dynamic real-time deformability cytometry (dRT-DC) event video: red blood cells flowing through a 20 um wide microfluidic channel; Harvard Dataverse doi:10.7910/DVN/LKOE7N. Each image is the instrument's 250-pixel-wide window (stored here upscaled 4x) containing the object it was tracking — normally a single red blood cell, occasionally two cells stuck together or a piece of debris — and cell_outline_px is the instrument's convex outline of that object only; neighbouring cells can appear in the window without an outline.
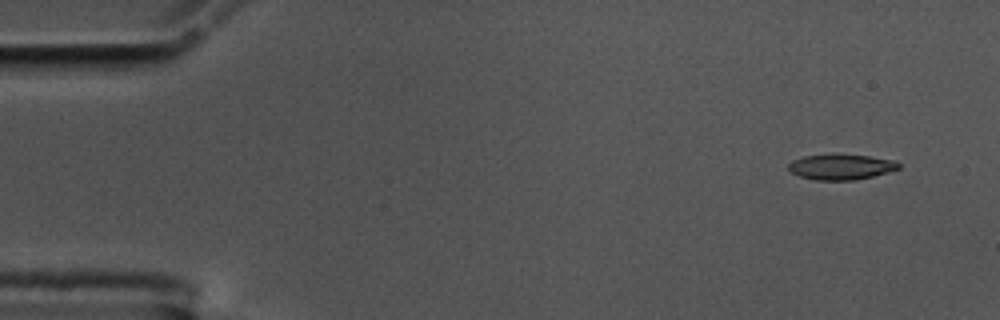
{"species": "common noctule bat (a hibernating species)", "species_latin": "Nyctalus noctula", "temperature_condition": "cold", "stored_images_in_passage": 56, "camera_frame_rate_fps": 3000, "um_per_image_px": 0.085, "animal": {"sex": "male", "body_mass_g": 17.5, "forearm_length_mm": 52.3}, "frame": {"image": 1, "passage_image": 3, "time_ms": 0.667, "image_size_px": [1000, 320], "cell_outline_px": [[900, 168], [872, 176], [856, 180], [816, 180], [800, 176], [792, 172], [788, 168], [788, 164], [792, 160], [804, 156], [868, 156], [896, 160], [900, 164]], "centroid_in_image_um": [71.5, 14.21], "position_along_channel_um": 13.5, "area_um2": 15.78}}
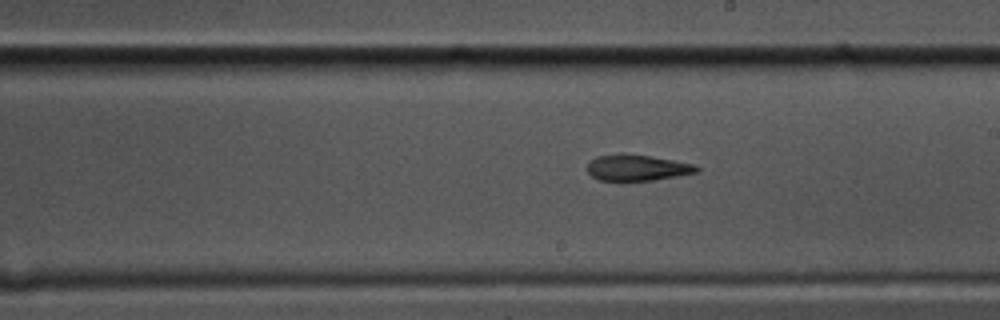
{"frame": {"image": 2, "passage_image": 31, "time_ms": 10.0, "image_size_px": [1000, 320], "cell_outline_px": [[700, 172], [652, 180], [600, 180], [592, 176], [588, 172], [588, 160], [596, 156], [648, 156], [696, 164], [700, 168]], "centroid_in_image_um": [54.21, 14.28], "position_along_channel_um": 234.8, "area_um2": 15.95}}
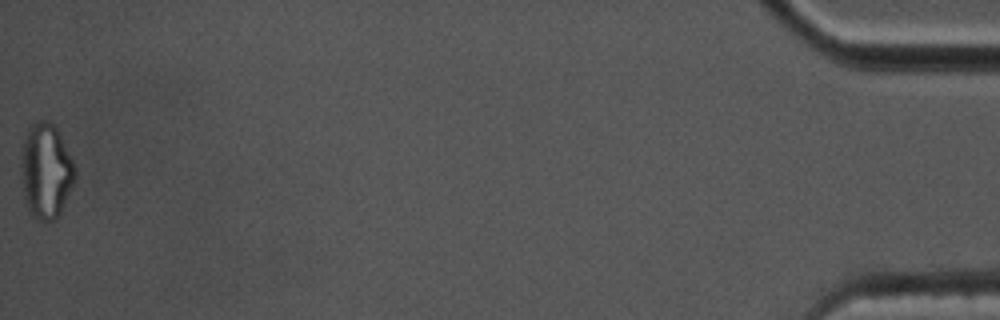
{"frame": {"image": 3, "passage_image": 56, "time_ms": 18.333, "image_size_px": [1000, 320], "cell_outline_px": [[76, 180], [56, 220], [40, 220], [28, 212], [24, 200], [20, 168], [20, 164], [24, 140], [28, 128], [36, 120], [48, 120], [56, 128], [76, 168]], "centroid_in_image_um": [3.89, 14.55], "position_along_channel_um": 431.3, "area_um2": 29.94}, "authors_computed_cell_mechanics": {"area_um2": 17.1088, "velocity_mm_per_s": 3.5471, "shape_relaxation_time_tau1_ms": null, "shape_relaxation_time_tau2_ms": 8.4545, "deformation_change_tau1": null, "deformation_change_tau2": 0.193}}